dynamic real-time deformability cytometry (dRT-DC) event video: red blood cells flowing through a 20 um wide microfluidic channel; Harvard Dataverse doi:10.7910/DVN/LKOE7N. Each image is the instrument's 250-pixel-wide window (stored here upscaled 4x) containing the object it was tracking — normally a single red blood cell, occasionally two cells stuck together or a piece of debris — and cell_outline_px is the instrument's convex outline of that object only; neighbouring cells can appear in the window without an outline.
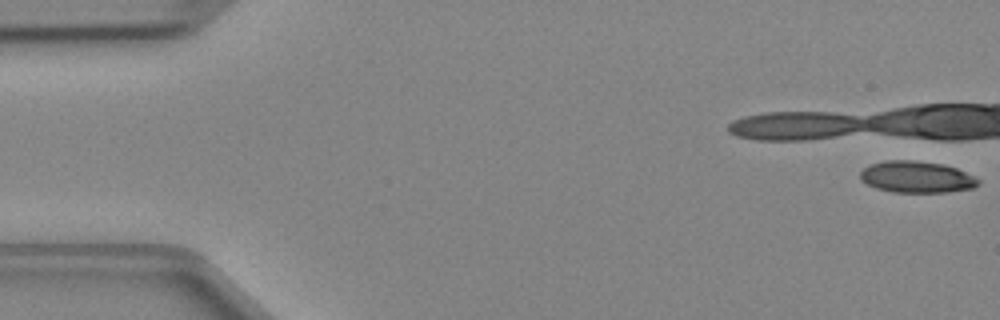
{"species": "Egyptian fruit bat (a non-hibernating species)", "species_latin": "Rousettus aegyptiacus", "temperature_condition": "cold", "stored_images_in_passage": 3, "camera_frame_rate_fps": 3000, "um_per_image_px": 0.085, "animal": {"sex": "female"}, "frame": {"image": 1, "passage_image": 1, "time_ms": 0.0, "image_size_px": [1000, 320], "cell_outline_px": [[980, 184], [972, 188], [948, 192], [892, 192], [876, 188], [860, 180], [860, 172], [868, 164], [884, 160], [912, 160], [944, 164], [956, 168], [980, 180]], "centroid_in_image_um": [77.88, 15.04], "position_along_channel_um": 7.1, "area_um2": 21.79}}